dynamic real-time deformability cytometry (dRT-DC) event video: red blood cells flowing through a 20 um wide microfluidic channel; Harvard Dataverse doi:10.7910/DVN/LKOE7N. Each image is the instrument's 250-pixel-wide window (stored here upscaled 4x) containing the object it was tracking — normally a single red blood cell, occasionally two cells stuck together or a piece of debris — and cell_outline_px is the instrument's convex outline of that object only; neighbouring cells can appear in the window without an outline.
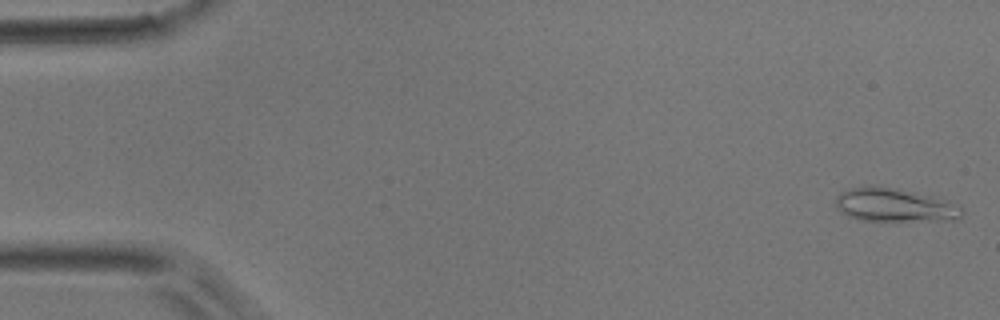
{"species": "common noctule bat (a hibernating species)", "species_latin": "Nyctalus noctula", "temperature_condition": "room temperature", "stored_images_in_passage": 50, "camera_frame_rate_fps": 3000, "um_per_image_px": 0.085, "animal": {"sex": "male", "body_mass_g": 17.9}, "frame": {"image": 1, "passage_image": 1, "time_ms": 0.0, "image_size_px": [1000, 320], "cell_outline_px": [[964, 212], [960, 220], [860, 220], [840, 212], [836, 204], [836, 196], [840, 192], [864, 184], [892, 188], [932, 196], [948, 200], [960, 204], [964, 208]], "centroid_in_image_um": [76.09, 17.42], "position_along_channel_um": 8.9, "area_um2": 24.74}}
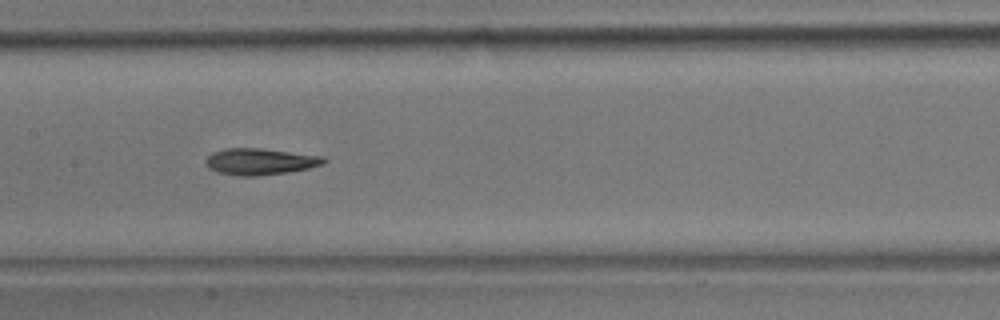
{"frame": {"image": 2, "passage_image": 24, "time_ms": 7.667, "image_size_px": [1000, 320], "cell_outline_px": [[328, 160], [324, 164], [308, 168], [288, 172], [256, 176], [240, 176], [216, 172], [208, 168], [204, 164], [204, 160], [212, 152], [224, 148], [260, 148], [324, 156]], "centroid_in_image_um": [22.08, 13.73], "position_along_channel_um": 185.3, "area_um2": 18.44}}
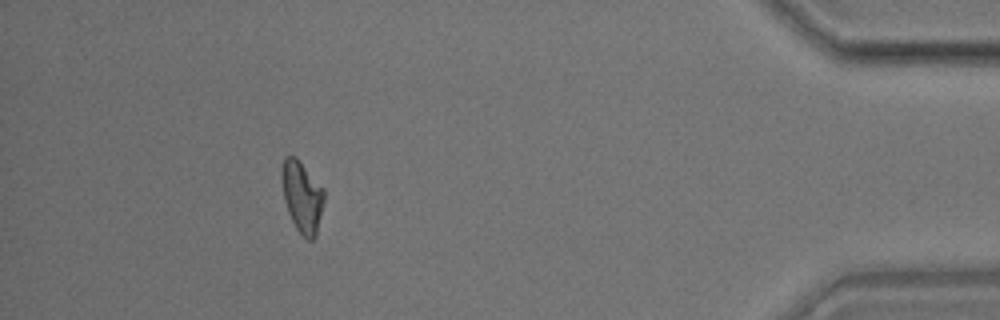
{"frame": {"image": 3, "passage_image": 45, "time_ms": 14.667, "image_size_px": [1000, 320], "cell_outline_px": [[324, 200], [316, 236], [312, 240], [308, 240], [296, 228], [288, 212], [284, 200], [280, 176], [280, 172], [284, 156], [296, 156], [324, 188]], "centroid_in_image_um": [25.66, 16.67], "position_along_channel_um": 409.5, "area_um2": 17.74}}